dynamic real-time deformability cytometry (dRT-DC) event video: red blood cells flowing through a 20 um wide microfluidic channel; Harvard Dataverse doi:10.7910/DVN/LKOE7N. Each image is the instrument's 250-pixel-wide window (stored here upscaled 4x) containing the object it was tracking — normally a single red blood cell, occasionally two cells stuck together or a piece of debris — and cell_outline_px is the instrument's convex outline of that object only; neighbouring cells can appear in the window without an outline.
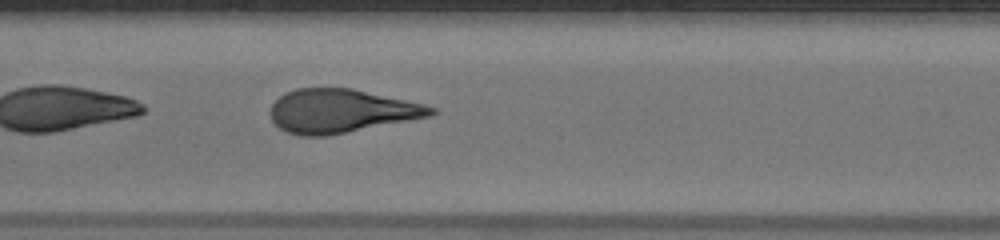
{"species": "human", "species_latin": "Homo sapiens", "temperature_condition": "warm", "stored_images_in_passage": 30, "camera_frame_rate_fps": 3000, "um_per_image_px": 0.085, "donor": {"sex": "male"}, "frame": {"image": 1, "passage_image": 9, "time_ms": 2.667, "image_size_px": [1000, 240], "cell_outline_px": [[440, 112], [432, 116], [324, 136], [300, 136], [288, 132], [280, 128], [272, 120], [272, 104], [284, 92], [296, 88], [352, 88], [424, 104], [436, 108]], "centroid_in_image_um": [29.02, 9.42], "position_along_channel_um": 178.4, "area_um2": 40.58}}
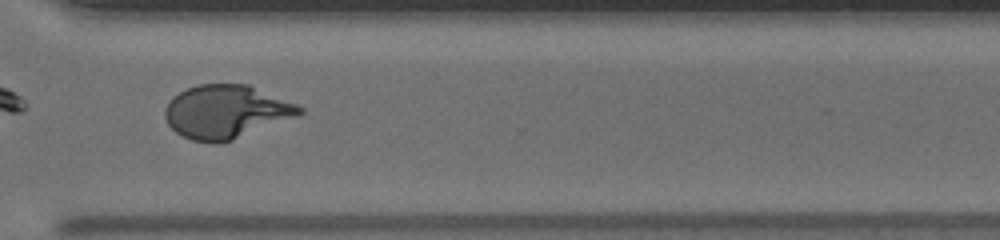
{"frame": {"image": 2, "passage_image": 22, "time_ms": 7.0, "image_size_px": [1000, 240], "cell_outline_px": [[304, 112], [296, 116], [232, 140], [192, 140], [176, 132], [168, 124], [164, 116], [164, 112], [172, 96], [188, 88], [200, 84], [248, 84], [296, 104], [304, 108]], "centroid_in_image_um": [19.21, 9.46], "position_along_channel_um": 351.4, "area_um2": 40.86}, "authors_computed_cell_mechanics": {"area_um2": 41.1825, "velocity_mm_per_s": 3.999, "shape_relaxation_time_tau1_ms": 4.3093, "shape_relaxation_time_tau2_ms": null, "deformation_change_tau1": 0.2523, "deformation_change_tau2": null}}